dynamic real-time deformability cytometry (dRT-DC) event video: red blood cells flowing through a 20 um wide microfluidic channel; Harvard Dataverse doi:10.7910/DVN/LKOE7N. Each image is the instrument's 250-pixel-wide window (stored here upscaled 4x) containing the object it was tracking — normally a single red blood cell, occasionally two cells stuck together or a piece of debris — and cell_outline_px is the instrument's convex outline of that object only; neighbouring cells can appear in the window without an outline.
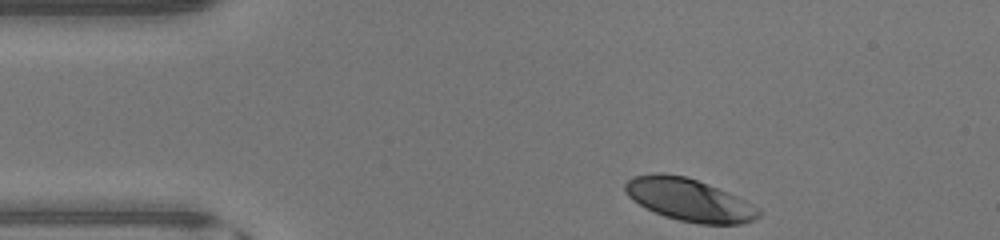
{"species": "human", "species_latin": "Homo sapiens", "temperature_condition": "warm", "stored_images_in_passage": 32, "camera_frame_rate_fps": 3000, "um_per_image_px": 0.085, "donor": {"sex": "male"}, "frame": {"image": 1, "passage_image": 1, "time_ms": 0.0, "image_size_px": [1000, 240], "cell_outline_px": [[760, 216], [756, 220], [740, 224], [700, 224], [680, 220], [664, 216], [632, 200], [624, 192], [624, 184], [628, 180], [636, 176], [656, 172], [660, 172], [684, 176], [696, 180], [728, 192], [760, 208]], "centroid_in_image_um": [58.59, 16.99], "position_along_channel_um": 26.4, "area_um2": 32.89}}
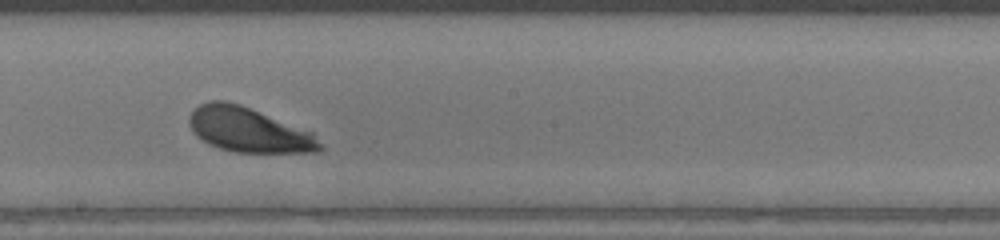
{"frame": {"image": 2, "passage_image": 19, "time_ms": 6.0, "image_size_px": [1000, 240], "cell_outline_px": [[324, 148], [316, 152], [236, 152], [220, 148], [208, 144], [196, 136], [192, 132], [188, 124], [188, 116], [200, 104], [208, 100], [224, 100], [240, 104], [312, 132], [324, 144]], "centroid_in_image_um": [21.12, 11.04], "position_along_channel_um": 227.1, "area_um2": 34.1}}
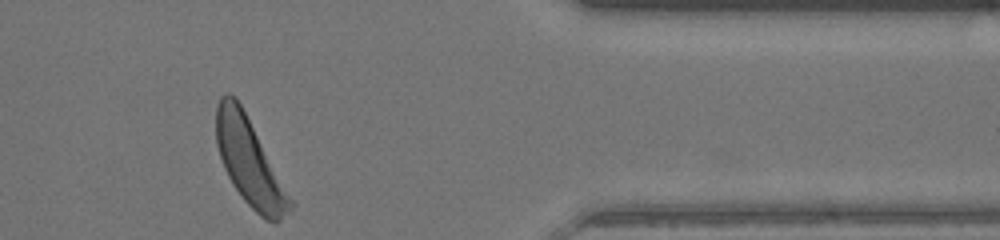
{"frame": {"image": 3, "passage_image": 32, "time_ms": 10.333, "image_size_px": [1000, 240], "cell_outline_px": [[296, 204], [292, 212], [276, 224], [264, 220], [244, 200], [232, 184], [224, 168], [216, 144], [216, 108], [220, 96], [224, 92], [228, 92], [236, 96]], "centroid_in_image_um": [21.24, 13.82], "position_along_channel_um": 390.2, "area_um2": 37.86}, "authors_computed_cell_mechanics": {"area_um2": 34.5066, "velocity_mm_per_s": 4.3934, "shape_relaxation_time_tau1_ms": 1.501, "shape_relaxation_time_tau2_ms": null, "deformation_change_tau1": 0.1305, "deformation_change_tau2": null}}